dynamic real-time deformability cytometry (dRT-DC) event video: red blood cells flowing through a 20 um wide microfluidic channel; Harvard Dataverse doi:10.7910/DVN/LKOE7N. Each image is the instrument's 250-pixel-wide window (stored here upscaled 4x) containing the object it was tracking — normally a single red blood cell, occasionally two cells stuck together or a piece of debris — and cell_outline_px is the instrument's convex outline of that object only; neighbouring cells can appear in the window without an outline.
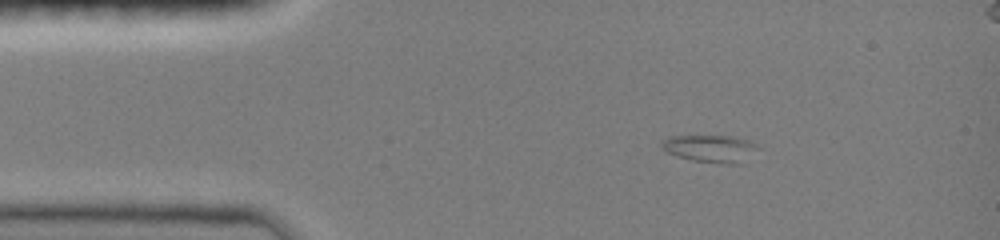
{"species": "common noctule bat (a hibernating species)", "species_latin": "Nyctalus noctula", "temperature_condition": "room temperature", "stored_images_in_passage": 9, "camera_frame_rate_fps": 3000, "um_per_image_px": 0.085, "animal": {"sex": "female", "body_mass_g": 19.0, "forearm_length_mm": 51.5}, "frame": {"image": 1, "passage_image": 1, "time_ms": 0.0, "image_size_px": [1000, 240], "cell_outline_px": [[760, 148], [744, 164], [720, 164], [692, 160], [676, 156], [668, 152], [660, 144], [660, 140], [668, 136], [732, 136], [748, 140], [756, 144]], "centroid_in_image_um": [60.43, 12.64], "position_along_channel_um": 24.6, "area_um2": 15.72}}
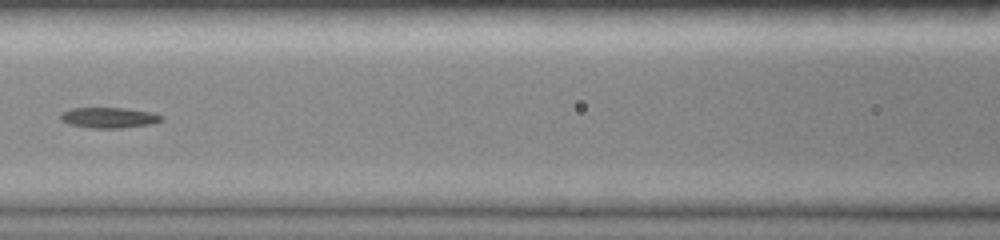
{"frame": {"image": 2, "passage_image": 7, "time_ms": 4.667, "image_size_px": [1000, 240], "cell_outline_px": [[164, 116], [160, 120], [152, 124], [120, 128], [92, 128], [68, 124], [60, 120], [60, 112], [72, 108], [124, 108], [152, 112]], "centroid_in_image_um": [9.22, 10.0], "position_along_channel_um": 157.4, "area_um2": 12.14}}
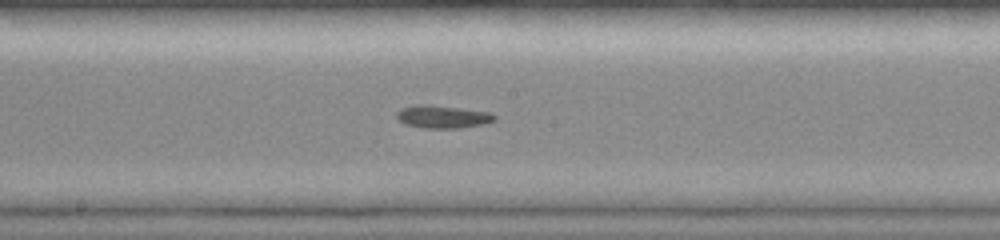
{"frame": {"image": 3, "passage_image": 9, "time_ms": 6.0, "image_size_px": [1000, 240], "cell_outline_px": [[496, 120], [484, 124], [460, 128], [424, 128], [404, 124], [396, 120], [396, 112], [400, 108], [416, 104], [428, 104], [492, 112], [496, 116]], "centroid_in_image_um": [37.6, 9.92], "position_along_channel_um": 210.6, "area_um2": 13.29}}